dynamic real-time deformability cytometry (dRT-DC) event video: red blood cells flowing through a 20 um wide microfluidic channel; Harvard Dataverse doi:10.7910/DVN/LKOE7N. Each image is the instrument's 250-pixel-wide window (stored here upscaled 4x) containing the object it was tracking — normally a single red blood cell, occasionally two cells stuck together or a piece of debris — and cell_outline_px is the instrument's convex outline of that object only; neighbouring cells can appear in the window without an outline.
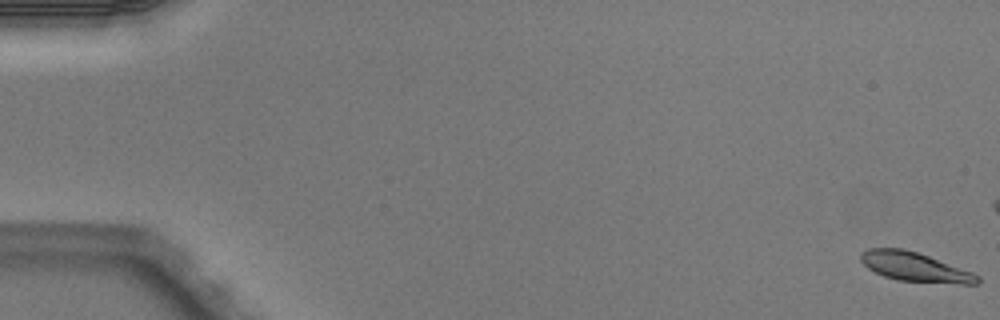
{"species": "Egyptian fruit bat (a non-hibernating species)", "species_latin": "Rousettus aegyptiacus", "temperature_condition": "warm", "stored_images_in_passage": 5, "camera_frame_rate_fps": 3000, "um_per_image_px": 0.085, "animal": {"sex": "male"}, "frame": {"image": 1, "passage_image": 1, "time_ms": 0.0, "image_size_px": [1000, 320], "cell_outline_px": [[980, 284], [960, 284], [896, 280], [884, 276], [868, 268], [860, 260], [860, 252], [868, 248], [900, 248], [916, 252], [928, 256], [972, 272], [980, 276]], "centroid_in_image_um": [77.76, 22.7], "position_along_channel_um": 7.2, "area_um2": 19.77}}